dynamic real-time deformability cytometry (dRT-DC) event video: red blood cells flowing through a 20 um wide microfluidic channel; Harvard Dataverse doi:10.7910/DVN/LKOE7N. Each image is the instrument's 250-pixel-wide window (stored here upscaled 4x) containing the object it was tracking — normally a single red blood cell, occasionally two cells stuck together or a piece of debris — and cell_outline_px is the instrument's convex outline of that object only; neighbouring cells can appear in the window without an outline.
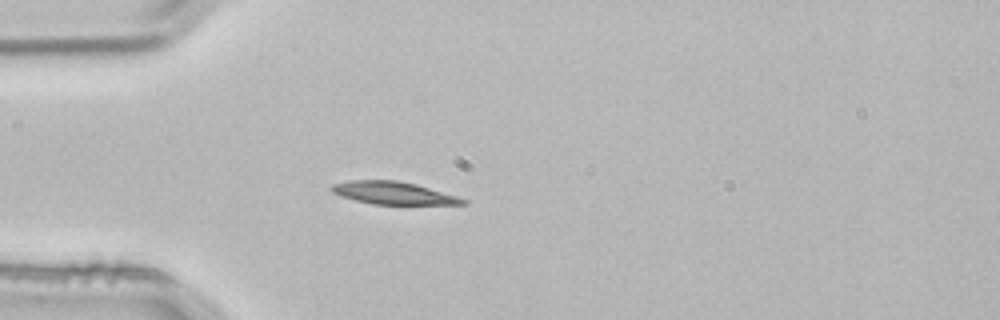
{"species": "common noctule bat (a hibernating species)", "species_latin": "Nyctalus noctula", "temperature_condition": "room temperature", "stored_images_in_passage": 4, "camera_frame_rate_fps": 3000, "um_per_image_px": 0.085, "animal": {"sex": "male", "body_mass_g": 21.5, "forearm_length_mm": 52.0}, "frame": {"image": 1, "passage_image": 4, "time_ms": 1.0, "image_size_px": [1000, 320], "cell_outline_px": [[468, 204], [372, 204], [340, 196], [332, 192], [332, 184], [348, 180], [396, 180], [416, 184], [456, 196], [468, 200]], "centroid_in_image_um": [33.41, 16.4], "position_along_channel_um": 51.6, "area_um2": 17.11}}